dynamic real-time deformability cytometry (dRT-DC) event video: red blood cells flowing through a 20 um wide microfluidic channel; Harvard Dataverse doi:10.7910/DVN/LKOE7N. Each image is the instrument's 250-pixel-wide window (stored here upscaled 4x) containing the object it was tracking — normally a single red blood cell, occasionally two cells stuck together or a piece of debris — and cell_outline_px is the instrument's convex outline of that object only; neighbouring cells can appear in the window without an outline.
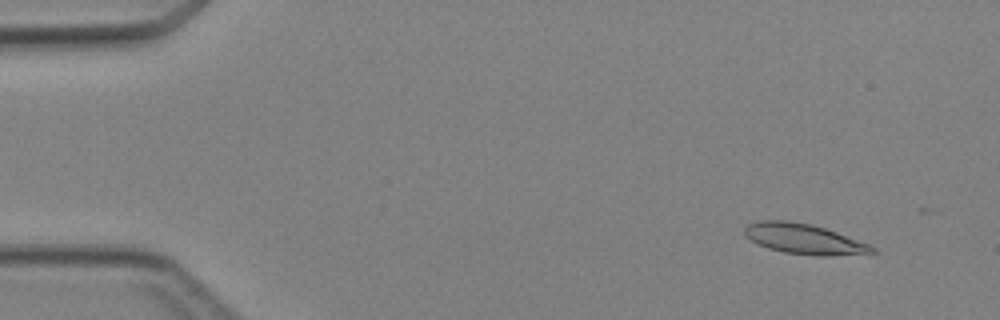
{"species": "Egyptian fruit bat (a non-hibernating species)", "species_latin": "Rousettus aegyptiacus", "temperature_condition": "cold", "stored_images_in_passage": 4, "camera_frame_rate_fps": 3000, "um_per_image_px": 0.085, "animal": {"sex": "female"}, "frame": {"image": 1, "passage_image": 2, "time_ms": 1.0, "image_size_px": [1000, 320], "cell_outline_px": [[880, 252], [832, 256], [816, 256], [784, 252], [768, 248], [756, 244], [744, 236], [744, 228], [748, 224], [760, 220], [788, 220], [812, 224], [836, 232], [868, 244], [876, 248]], "centroid_in_image_um": [68.31, 20.31], "position_along_channel_um": 16.7, "area_um2": 22.66}}